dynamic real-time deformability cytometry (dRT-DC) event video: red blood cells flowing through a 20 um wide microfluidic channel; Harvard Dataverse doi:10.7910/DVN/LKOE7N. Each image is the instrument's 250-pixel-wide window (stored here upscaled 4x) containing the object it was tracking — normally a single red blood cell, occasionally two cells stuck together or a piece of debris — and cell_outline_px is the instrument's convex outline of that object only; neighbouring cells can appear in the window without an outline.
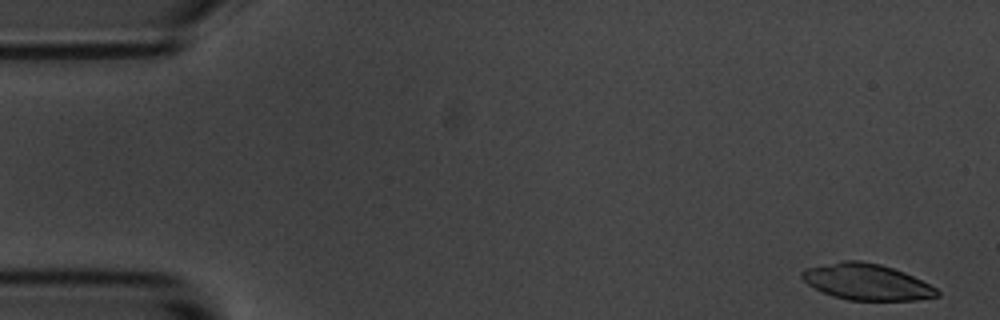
{"species": "common noctule bat (a hibernating species)", "species_latin": "Nyctalus noctula", "temperature_condition": "room temperature", "stored_images_in_passage": 5, "camera_frame_rate_fps": 3000, "um_per_image_px": 0.085, "animal": {"sex": "male", "body_mass_g": 20.1, "forearm_length_mm": 53.5}, "frame": {"image": 1, "passage_image": 1, "time_ms": 0.0, "image_size_px": [1000, 320], "cell_outline_px": [[940, 296], [916, 300], [848, 300], [832, 296], [808, 284], [800, 276], [800, 272], [808, 268], [844, 260], [860, 260], [880, 264], [904, 272], [936, 288], [940, 292]], "centroid_in_image_um": [73.68, 23.96], "position_along_channel_um": 11.3, "area_um2": 28.21}}
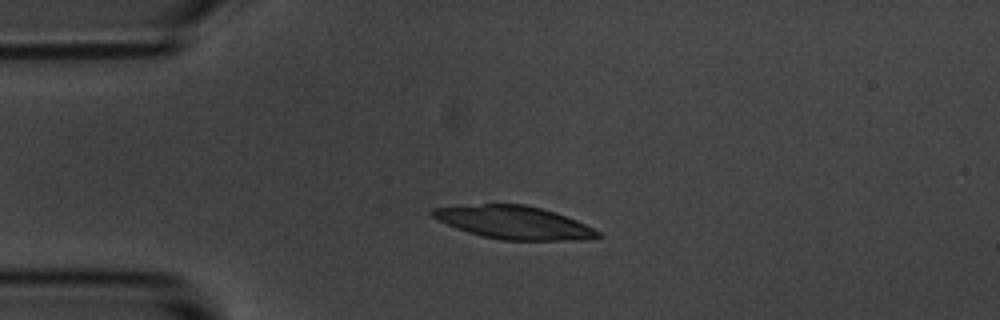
{"frame": {"image": 2, "passage_image": 4, "time_ms": 3.667, "image_size_px": [1000, 320], "cell_outline_px": [[600, 236], [588, 240], [500, 240], [468, 232], [456, 228], [432, 216], [428, 212], [432, 208], [484, 204], [524, 204], [540, 208], [576, 220], [600, 232]], "centroid_in_image_um": [43.68, 18.92], "position_along_channel_um": 41.3, "area_um2": 31.33}}